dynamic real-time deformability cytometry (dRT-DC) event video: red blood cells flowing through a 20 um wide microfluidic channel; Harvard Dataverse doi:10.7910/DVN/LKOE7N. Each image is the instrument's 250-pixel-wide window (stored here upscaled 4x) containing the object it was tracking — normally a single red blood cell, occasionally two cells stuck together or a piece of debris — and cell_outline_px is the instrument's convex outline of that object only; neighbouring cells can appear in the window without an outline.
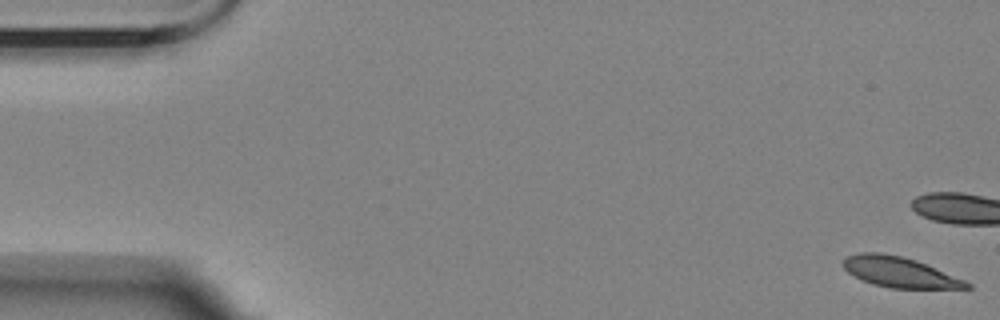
{"species": "Egyptian fruit bat (a non-hibernating species)", "species_latin": "Rousettus aegyptiacus", "temperature_condition": "room temperature", "stored_images_in_passage": 7, "camera_frame_rate_fps": 3000, "um_per_image_px": 0.085, "animal": {"sex": "female"}, "frame": {"image": 1, "passage_image": 1, "time_ms": 0.0, "image_size_px": [1000, 320], "cell_outline_px": [[972, 288], [892, 288], [872, 284], [860, 280], [848, 272], [840, 264], [848, 256], [860, 252], [880, 252], [900, 256], [916, 260], [964, 280], [972, 284]], "centroid_in_image_um": [76.42, 23.13], "position_along_channel_um": 8.6, "area_um2": 21.73}}
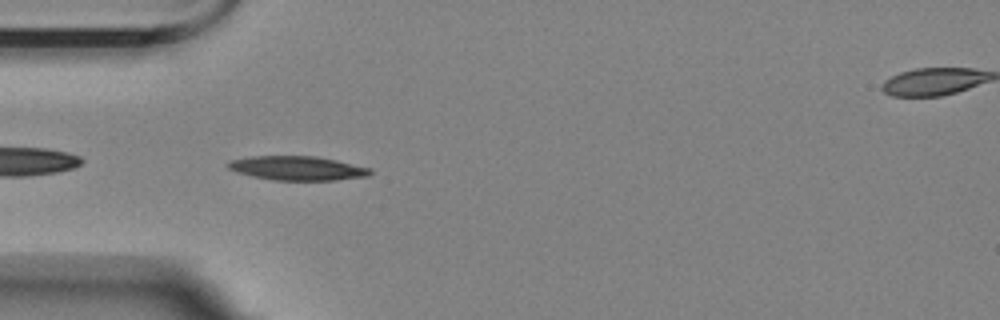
{"frame": {"image": 2, "passage_image": 6, "time_ms": 8.333, "image_size_px": [1000, 320], "cell_outline_px": [[372, 172], [368, 176], [336, 180], [272, 180], [252, 176], [236, 172], [228, 168], [224, 164], [228, 160], [252, 156], [316, 156], [336, 160], [372, 168]], "centroid_in_image_um": [25.24, 14.29], "position_along_channel_um": 59.8, "area_um2": 20.17}}